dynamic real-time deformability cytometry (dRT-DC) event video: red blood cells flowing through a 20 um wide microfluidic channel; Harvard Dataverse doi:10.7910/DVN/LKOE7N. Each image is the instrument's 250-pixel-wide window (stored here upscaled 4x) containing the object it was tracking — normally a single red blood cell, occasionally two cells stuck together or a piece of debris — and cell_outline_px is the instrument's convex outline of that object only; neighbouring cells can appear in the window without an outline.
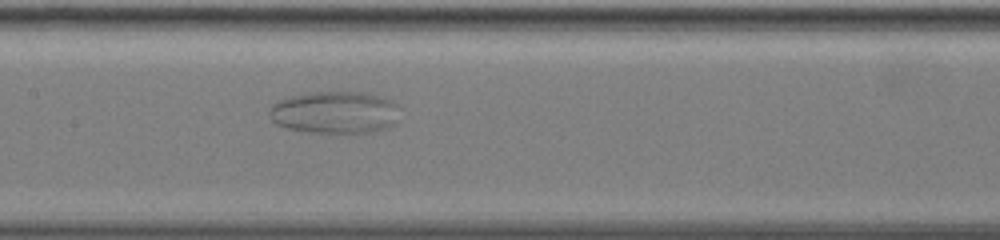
{"species": "common noctule bat (a hibernating species)", "species_latin": "Nyctalus noctula", "temperature_condition": "warm", "stored_images_in_passage": 62, "camera_frame_rate_fps": 3000, "um_per_image_px": 0.085, "animal": {"sex": "female", "body_mass_g": 19.5, "forearm_length_mm": 54.1}, "frame": {"image": 1, "passage_image": 27, "time_ms": 8.667, "image_size_px": [1000, 240], "cell_outline_px": [[396, 104], [392, 124], [384, 128], [372, 132], [340, 136], [328, 136], [288, 128], [276, 124], [272, 120], [268, 112], [272, 104], [276, 100], [292, 96], [312, 92], [364, 92], [380, 96], [392, 100]], "centroid_in_image_um": [28.38, 9.6], "position_along_channel_um": 179.0, "area_um2": 32.71}}
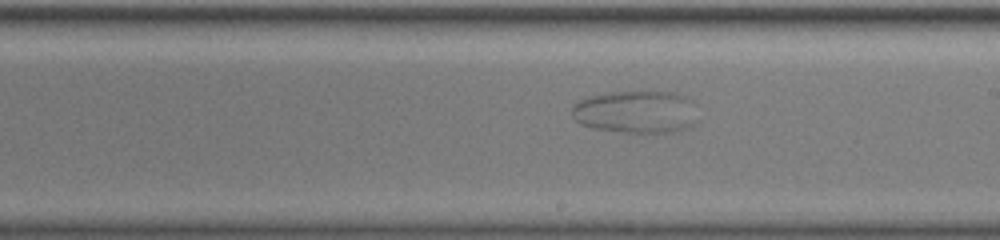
{"frame": {"image": 2, "passage_image": 33, "time_ms": 10.667, "image_size_px": [1000, 240], "cell_outline_px": [[692, 124], [688, 128], [676, 132], [624, 132], [592, 128], [580, 124], [572, 116], [572, 104], [588, 96], [608, 92], [676, 92], [692, 100]], "centroid_in_image_um": [53.97, 9.51], "position_along_channel_um": 235.0, "area_um2": 30.98}}
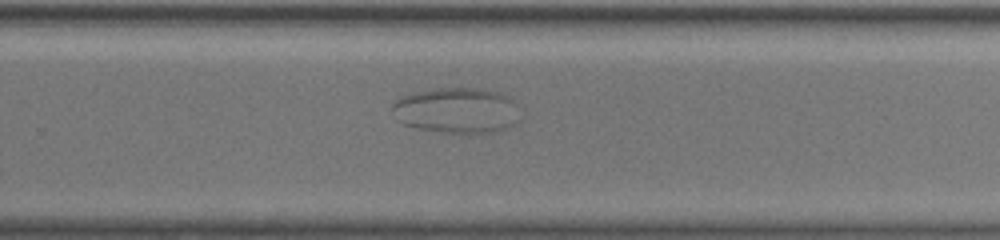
{"frame": {"image": 3, "passage_image": 39, "time_ms": 12.667, "image_size_px": [1000, 240], "cell_outline_px": [[524, 116], [520, 120], [508, 128], [496, 132], [444, 132], [416, 128], [400, 124], [396, 120], [392, 108], [392, 104], [400, 96], [412, 92], [436, 88], [472, 88], [496, 92], [508, 96], [512, 100]], "centroid_in_image_um": [38.82, 9.39], "position_along_channel_um": 291.0, "area_um2": 34.33}}